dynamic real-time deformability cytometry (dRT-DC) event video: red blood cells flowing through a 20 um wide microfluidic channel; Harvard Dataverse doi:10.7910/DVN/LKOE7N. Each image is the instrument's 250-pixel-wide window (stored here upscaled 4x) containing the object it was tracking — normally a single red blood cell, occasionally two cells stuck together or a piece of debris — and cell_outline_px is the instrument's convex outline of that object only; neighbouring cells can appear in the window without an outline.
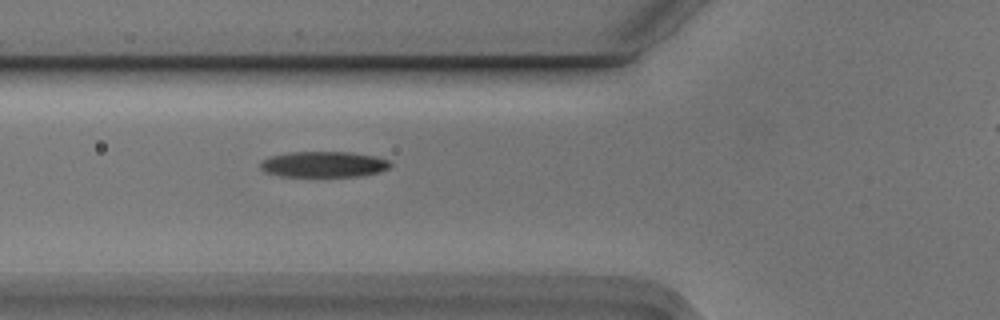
{"species": "Egyptian fruit bat (a non-hibernating species)", "species_latin": "Rousettus aegyptiacus", "temperature_condition": "cold", "stored_images_in_passage": 3, "segment_of_instrument_passage": [1, 2], "camera_frame_rate_fps": 3000, "um_per_image_px": 0.085, "animal": {"sex": "male"}, "frame": {"image": 1, "passage_image": 2, "time_ms": 0.333, "image_size_px": [1000, 320], "cell_outline_px": [[392, 164], [388, 168], [380, 172], [360, 176], [280, 176], [264, 172], [260, 168], [260, 164], [268, 156], [288, 152], [352, 152], [376, 156], [388, 160]], "centroid_in_image_um": [27.51, 13.96], "position_along_channel_um": 98.3, "area_um2": 19.65}}